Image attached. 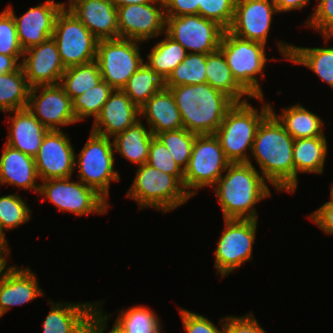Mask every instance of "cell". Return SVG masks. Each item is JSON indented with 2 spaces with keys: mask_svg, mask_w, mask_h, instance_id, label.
Returning a JSON list of instances; mask_svg holds the SVG:
<instances>
[{
  "mask_svg": "<svg viewBox=\"0 0 333 333\" xmlns=\"http://www.w3.org/2000/svg\"><path fill=\"white\" fill-rule=\"evenodd\" d=\"M294 138L270 112L260 123L251 154L261 175L276 191L295 192Z\"/></svg>",
  "mask_w": 333,
  "mask_h": 333,
  "instance_id": "obj_1",
  "label": "cell"
},
{
  "mask_svg": "<svg viewBox=\"0 0 333 333\" xmlns=\"http://www.w3.org/2000/svg\"><path fill=\"white\" fill-rule=\"evenodd\" d=\"M212 187L223 219H258L256 204L270 197V183L250 163H231ZM225 174V175H224ZM269 184V185H267Z\"/></svg>",
  "mask_w": 333,
  "mask_h": 333,
  "instance_id": "obj_2",
  "label": "cell"
},
{
  "mask_svg": "<svg viewBox=\"0 0 333 333\" xmlns=\"http://www.w3.org/2000/svg\"><path fill=\"white\" fill-rule=\"evenodd\" d=\"M168 88L181 114L184 129L197 135L215 134L235 102L208 83Z\"/></svg>",
  "mask_w": 333,
  "mask_h": 333,
  "instance_id": "obj_3",
  "label": "cell"
},
{
  "mask_svg": "<svg viewBox=\"0 0 333 333\" xmlns=\"http://www.w3.org/2000/svg\"><path fill=\"white\" fill-rule=\"evenodd\" d=\"M260 110L254 108L248 101L235 103L226 113L220 127L215 132L226 158L230 163H250L251 158L247 150L252 145L257 129L262 120L271 112V103H264Z\"/></svg>",
  "mask_w": 333,
  "mask_h": 333,
  "instance_id": "obj_4",
  "label": "cell"
},
{
  "mask_svg": "<svg viewBox=\"0 0 333 333\" xmlns=\"http://www.w3.org/2000/svg\"><path fill=\"white\" fill-rule=\"evenodd\" d=\"M126 196L137 202L139 209L154 208L164 214L174 211L191 198L174 175L166 174L147 163L137 167Z\"/></svg>",
  "mask_w": 333,
  "mask_h": 333,
  "instance_id": "obj_5",
  "label": "cell"
},
{
  "mask_svg": "<svg viewBox=\"0 0 333 333\" xmlns=\"http://www.w3.org/2000/svg\"><path fill=\"white\" fill-rule=\"evenodd\" d=\"M265 49V44L238 38L228 30L224 31L221 39L219 50L234 79L252 98L264 97L258 80L259 74L262 79L267 61L275 59H268Z\"/></svg>",
  "mask_w": 333,
  "mask_h": 333,
  "instance_id": "obj_6",
  "label": "cell"
},
{
  "mask_svg": "<svg viewBox=\"0 0 333 333\" xmlns=\"http://www.w3.org/2000/svg\"><path fill=\"white\" fill-rule=\"evenodd\" d=\"M114 155L112 138L92 131L79 154L75 153L74 168H78V180L95 189L107 201L111 181L119 182L121 179L114 168Z\"/></svg>",
  "mask_w": 333,
  "mask_h": 333,
  "instance_id": "obj_7",
  "label": "cell"
},
{
  "mask_svg": "<svg viewBox=\"0 0 333 333\" xmlns=\"http://www.w3.org/2000/svg\"><path fill=\"white\" fill-rule=\"evenodd\" d=\"M230 164L215 134L196 135L189 164L184 170L185 191L192 198L199 189L213 187Z\"/></svg>",
  "mask_w": 333,
  "mask_h": 333,
  "instance_id": "obj_8",
  "label": "cell"
},
{
  "mask_svg": "<svg viewBox=\"0 0 333 333\" xmlns=\"http://www.w3.org/2000/svg\"><path fill=\"white\" fill-rule=\"evenodd\" d=\"M225 228L220 233L214 252L216 275L224 278L253 259L258 220L224 219Z\"/></svg>",
  "mask_w": 333,
  "mask_h": 333,
  "instance_id": "obj_9",
  "label": "cell"
},
{
  "mask_svg": "<svg viewBox=\"0 0 333 333\" xmlns=\"http://www.w3.org/2000/svg\"><path fill=\"white\" fill-rule=\"evenodd\" d=\"M71 180L67 177L41 181L38 193L44 196L41 200H49L62 213L68 211L80 217L107 213L110 205L102 195L79 180Z\"/></svg>",
  "mask_w": 333,
  "mask_h": 333,
  "instance_id": "obj_10",
  "label": "cell"
},
{
  "mask_svg": "<svg viewBox=\"0 0 333 333\" xmlns=\"http://www.w3.org/2000/svg\"><path fill=\"white\" fill-rule=\"evenodd\" d=\"M140 43L143 42L125 38L98 40L96 61L102 80L114 90H122L145 62Z\"/></svg>",
  "mask_w": 333,
  "mask_h": 333,
  "instance_id": "obj_11",
  "label": "cell"
},
{
  "mask_svg": "<svg viewBox=\"0 0 333 333\" xmlns=\"http://www.w3.org/2000/svg\"><path fill=\"white\" fill-rule=\"evenodd\" d=\"M52 38L66 68L96 60L98 39L66 7L56 17Z\"/></svg>",
  "mask_w": 333,
  "mask_h": 333,
  "instance_id": "obj_12",
  "label": "cell"
},
{
  "mask_svg": "<svg viewBox=\"0 0 333 333\" xmlns=\"http://www.w3.org/2000/svg\"><path fill=\"white\" fill-rule=\"evenodd\" d=\"M225 29L199 14L166 17L165 33L187 53L209 54L219 49Z\"/></svg>",
  "mask_w": 333,
  "mask_h": 333,
  "instance_id": "obj_13",
  "label": "cell"
},
{
  "mask_svg": "<svg viewBox=\"0 0 333 333\" xmlns=\"http://www.w3.org/2000/svg\"><path fill=\"white\" fill-rule=\"evenodd\" d=\"M117 18L119 38L144 43L165 33L166 15L162 0L118 7Z\"/></svg>",
  "mask_w": 333,
  "mask_h": 333,
  "instance_id": "obj_14",
  "label": "cell"
},
{
  "mask_svg": "<svg viewBox=\"0 0 333 333\" xmlns=\"http://www.w3.org/2000/svg\"><path fill=\"white\" fill-rule=\"evenodd\" d=\"M27 108L49 130L78 123L72 100L59 84L31 87Z\"/></svg>",
  "mask_w": 333,
  "mask_h": 333,
  "instance_id": "obj_15",
  "label": "cell"
},
{
  "mask_svg": "<svg viewBox=\"0 0 333 333\" xmlns=\"http://www.w3.org/2000/svg\"><path fill=\"white\" fill-rule=\"evenodd\" d=\"M63 130H49L35 156L39 180L72 177L75 150Z\"/></svg>",
  "mask_w": 333,
  "mask_h": 333,
  "instance_id": "obj_16",
  "label": "cell"
},
{
  "mask_svg": "<svg viewBox=\"0 0 333 333\" xmlns=\"http://www.w3.org/2000/svg\"><path fill=\"white\" fill-rule=\"evenodd\" d=\"M276 13L274 0H236L234 19L228 31L238 38L266 45Z\"/></svg>",
  "mask_w": 333,
  "mask_h": 333,
  "instance_id": "obj_17",
  "label": "cell"
},
{
  "mask_svg": "<svg viewBox=\"0 0 333 333\" xmlns=\"http://www.w3.org/2000/svg\"><path fill=\"white\" fill-rule=\"evenodd\" d=\"M65 4V2L46 0L40 5L29 8L19 17L10 4L6 7L14 18L18 40L24 51L52 37L56 17L62 8L66 7Z\"/></svg>",
  "mask_w": 333,
  "mask_h": 333,
  "instance_id": "obj_18",
  "label": "cell"
},
{
  "mask_svg": "<svg viewBox=\"0 0 333 333\" xmlns=\"http://www.w3.org/2000/svg\"><path fill=\"white\" fill-rule=\"evenodd\" d=\"M21 67L31 87L57 85L66 70L56 41L52 37L25 50Z\"/></svg>",
  "mask_w": 333,
  "mask_h": 333,
  "instance_id": "obj_19",
  "label": "cell"
},
{
  "mask_svg": "<svg viewBox=\"0 0 333 333\" xmlns=\"http://www.w3.org/2000/svg\"><path fill=\"white\" fill-rule=\"evenodd\" d=\"M66 8L98 40L119 38L117 7L111 0H74Z\"/></svg>",
  "mask_w": 333,
  "mask_h": 333,
  "instance_id": "obj_20",
  "label": "cell"
},
{
  "mask_svg": "<svg viewBox=\"0 0 333 333\" xmlns=\"http://www.w3.org/2000/svg\"><path fill=\"white\" fill-rule=\"evenodd\" d=\"M44 293L30 267L11 265L0 280V318L13 306L32 302Z\"/></svg>",
  "mask_w": 333,
  "mask_h": 333,
  "instance_id": "obj_21",
  "label": "cell"
},
{
  "mask_svg": "<svg viewBox=\"0 0 333 333\" xmlns=\"http://www.w3.org/2000/svg\"><path fill=\"white\" fill-rule=\"evenodd\" d=\"M48 303L51 310L42 324L43 333H88L90 321L98 312V301Z\"/></svg>",
  "mask_w": 333,
  "mask_h": 333,
  "instance_id": "obj_22",
  "label": "cell"
},
{
  "mask_svg": "<svg viewBox=\"0 0 333 333\" xmlns=\"http://www.w3.org/2000/svg\"><path fill=\"white\" fill-rule=\"evenodd\" d=\"M140 119L139 108L123 90H114L93 121L92 132L113 138Z\"/></svg>",
  "mask_w": 333,
  "mask_h": 333,
  "instance_id": "obj_23",
  "label": "cell"
},
{
  "mask_svg": "<svg viewBox=\"0 0 333 333\" xmlns=\"http://www.w3.org/2000/svg\"><path fill=\"white\" fill-rule=\"evenodd\" d=\"M35 157L27 155L7 144L0 156V185L15 186L39 193L40 184Z\"/></svg>",
  "mask_w": 333,
  "mask_h": 333,
  "instance_id": "obj_24",
  "label": "cell"
},
{
  "mask_svg": "<svg viewBox=\"0 0 333 333\" xmlns=\"http://www.w3.org/2000/svg\"><path fill=\"white\" fill-rule=\"evenodd\" d=\"M9 113L7 118H9L10 128L5 144L35 157L49 129L43 126L28 108L9 111Z\"/></svg>",
  "mask_w": 333,
  "mask_h": 333,
  "instance_id": "obj_25",
  "label": "cell"
},
{
  "mask_svg": "<svg viewBox=\"0 0 333 333\" xmlns=\"http://www.w3.org/2000/svg\"><path fill=\"white\" fill-rule=\"evenodd\" d=\"M140 119L146 118L147 127L155 136L163 131L184 128L179 109L168 88L155 93L140 109Z\"/></svg>",
  "mask_w": 333,
  "mask_h": 333,
  "instance_id": "obj_26",
  "label": "cell"
},
{
  "mask_svg": "<svg viewBox=\"0 0 333 333\" xmlns=\"http://www.w3.org/2000/svg\"><path fill=\"white\" fill-rule=\"evenodd\" d=\"M278 51L284 59L305 66L323 82L333 88V47H298L277 41Z\"/></svg>",
  "mask_w": 333,
  "mask_h": 333,
  "instance_id": "obj_27",
  "label": "cell"
},
{
  "mask_svg": "<svg viewBox=\"0 0 333 333\" xmlns=\"http://www.w3.org/2000/svg\"><path fill=\"white\" fill-rule=\"evenodd\" d=\"M142 122V119H139L112 138L114 151L137 166L147 163L150 143L154 136L151 129L146 128Z\"/></svg>",
  "mask_w": 333,
  "mask_h": 333,
  "instance_id": "obj_28",
  "label": "cell"
},
{
  "mask_svg": "<svg viewBox=\"0 0 333 333\" xmlns=\"http://www.w3.org/2000/svg\"><path fill=\"white\" fill-rule=\"evenodd\" d=\"M327 137L294 139L293 159L295 167V191L298 187L299 173L323 174L326 161Z\"/></svg>",
  "mask_w": 333,
  "mask_h": 333,
  "instance_id": "obj_29",
  "label": "cell"
},
{
  "mask_svg": "<svg viewBox=\"0 0 333 333\" xmlns=\"http://www.w3.org/2000/svg\"><path fill=\"white\" fill-rule=\"evenodd\" d=\"M271 112L294 139L326 137L323 131L324 122L322 118L303 107L300 103L283 108L280 114H276L271 105Z\"/></svg>",
  "mask_w": 333,
  "mask_h": 333,
  "instance_id": "obj_30",
  "label": "cell"
},
{
  "mask_svg": "<svg viewBox=\"0 0 333 333\" xmlns=\"http://www.w3.org/2000/svg\"><path fill=\"white\" fill-rule=\"evenodd\" d=\"M205 72L207 75V83L214 89L226 94L235 103L255 99L236 82L223 53L219 49L213 53L207 54ZM243 97L245 98L242 99Z\"/></svg>",
  "mask_w": 333,
  "mask_h": 333,
  "instance_id": "obj_31",
  "label": "cell"
},
{
  "mask_svg": "<svg viewBox=\"0 0 333 333\" xmlns=\"http://www.w3.org/2000/svg\"><path fill=\"white\" fill-rule=\"evenodd\" d=\"M31 86L22 67L0 76V112L25 109L28 106Z\"/></svg>",
  "mask_w": 333,
  "mask_h": 333,
  "instance_id": "obj_32",
  "label": "cell"
},
{
  "mask_svg": "<svg viewBox=\"0 0 333 333\" xmlns=\"http://www.w3.org/2000/svg\"><path fill=\"white\" fill-rule=\"evenodd\" d=\"M165 38L157 42L146 56V64L164 81L186 57V49L166 33Z\"/></svg>",
  "mask_w": 333,
  "mask_h": 333,
  "instance_id": "obj_33",
  "label": "cell"
},
{
  "mask_svg": "<svg viewBox=\"0 0 333 333\" xmlns=\"http://www.w3.org/2000/svg\"><path fill=\"white\" fill-rule=\"evenodd\" d=\"M161 326L157 314L151 308L139 304L119 311L113 324L119 333H161Z\"/></svg>",
  "mask_w": 333,
  "mask_h": 333,
  "instance_id": "obj_34",
  "label": "cell"
},
{
  "mask_svg": "<svg viewBox=\"0 0 333 333\" xmlns=\"http://www.w3.org/2000/svg\"><path fill=\"white\" fill-rule=\"evenodd\" d=\"M102 81L99 65L96 60L89 63L67 67L59 85L73 100L75 97L94 88Z\"/></svg>",
  "mask_w": 333,
  "mask_h": 333,
  "instance_id": "obj_35",
  "label": "cell"
},
{
  "mask_svg": "<svg viewBox=\"0 0 333 333\" xmlns=\"http://www.w3.org/2000/svg\"><path fill=\"white\" fill-rule=\"evenodd\" d=\"M164 87V80L144 62L122 90L140 109L155 93Z\"/></svg>",
  "mask_w": 333,
  "mask_h": 333,
  "instance_id": "obj_36",
  "label": "cell"
},
{
  "mask_svg": "<svg viewBox=\"0 0 333 333\" xmlns=\"http://www.w3.org/2000/svg\"><path fill=\"white\" fill-rule=\"evenodd\" d=\"M206 57L207 54L187 53L164 81L165 87L207 83Z\"/></svg>",
  "mask_w": 333,
  "mask_h": 333,
  "instance_id": "obj_37",
  "label": "cell"
},
{
  "mask_svg": "<svg viewBox=\"0 0 333 333\" xmlns=\"http://www.w3.org/2000/svg\"><path fill=\"white\" fill-rule=\"evenodd\" d=\"M114 89L102 80L97 86L72 100V109L77 122L87 117L95 120Z\"/></svg>",
  "mask_w": 333,
  "mask_h": 333,
  "instance_id": "obj_38",
  "label": "cell"
},
{
  "mask_svg": "<svg viewBox=\"0 0 333 333\" xmlns=\"http://www.w3.org/2000/svg\"><path fill=\"white\" fill-rule=\"evenodd\" d=\"M196 135L181 128L178 130L163 131L155 136L165 145L172 158L184 171L189 164Z\"/></svg>",
  "mask_w": 333,
  "mask_h": 333,
  "instance_id": "obj_39",
  "label": "cell"
},
{
  "mask_svg": "<svg viewBox=\"0 0 333 333\" xmlns=\"http://www.w3.org/2000/svg\"><path fill=\"white\" fill-rule=\"evenodd\" d=\"M32 210L19 194L0 196V231L18 228L31 219Z\"/></svg>",
  "mask_w": 333,
  "mask_h": 333,
  "instance_id": "obj_40",
  "label": "cell"
},
{
  "mask_svg": "<svg viewBox=\"0 0 333 333\" xmlns=\"http://www.w3.org/2000/svg\"><path fill=\"white\" fill-rule=\"evenodd\" d=\"M147 164L166 174L174 175L183 184L184 171L175 162L169 150L156 136H153L150 143Z\"/></svg>",
  "mask_w": 333,
  "mask_h": 333,
  "instance_id": "obj_41",
  "label": "cell"
},
{
  "mask_svg": "<svg viewBox=\"0 0 333 333\" xmlns=\"http://www.w3.org/2000/svg\"><path fill=\"white\" fill-rule=\"evenodd\" d=\"M235 3L236 0H200L198 14L228 30L234 19Z\"/></svg>",
  "mask_w": 333,
  "mask_h": 333,
  "instance_id": "obj_42",
  "label": "cell"
},
{
  "mask_svg": "<svg viewBox=\"0 0 333 333\" xmlns=\"http://www.w3.org/2000/svg\"><path fill=\"white\" fill-rule=\"evenodd\" d=\"M316 1L318 4L305 25L318 31L327 44L333 38V0Z\"/></svg>",
  "mask_w": 333,
  "mask_h": 333,
  "instance_id": "obj_43",
  "label": "cell"
},
{
  "mask_svg": "<svg viewBox=\"0 0 333 333\" xmlns=\"http://www.w3.org/2000/svg\"><path fill=\"white\" fill-rule=\"evenodd\" d=\"M16 24L12 14L5 8L0 12V54L3 55H23Z\"/></svg>",
  "mask_w": 333,
  "mask_h": 333,
  "instance_id": "obj_44",
  "label": "cell"
},
{
  "mask_svg": "<svg viewBox=\"0 0 333 333\" xmlns=\"http://www.w3.org/2000/svg\"><path fill=\"white\" fill-rule=\"evenodd\" d=\"M186 333H224V317L220 318V329L204 315L179 307Z\"/></svg>",
  "mask_w": 333,
  "mask_h": 333,
  "instance_id": "obj_45",
  "label": "cell"
},
{
  "mask_svg": "<svg viewBox=\"0 0 333 333\" xmlns=\"http://www.w3.org/2000/svg\"><path fill=\"white\" fill-rule=\"evenodd\" d=\"M224 333H267L253 313L243 316H225Z\"/></svg>",
  "mask_w": 333,
  "mask_h": 333,
  "instance_id": "obj_46",
  "label": "cell"
},
{
  "mask_svg": "<svg viewBox=\"0 0 333 333\" xmlns=\"http://www.w3.org/2000/svg\"><path fill=\"white\" fill-rule=\"evenodd\" d=\"M166 17L198 14L200 0H162Z\"/></svg>",
  "mask_w": 333,
  "mask_h": 333,
  "instance_id": "obj_47",
  "label": "cell"
},
{
  "mask_svg": "<svg viewBox=\"0 0 333 333\" xmlns=\"http://www.w3.org/2000/svg\"><path fill=\"white\" fill-rule=\"evenodd\" d=\"M308 216L326 235H333V203L330 200Z\"/></svg>",
  "mask_w": 333,
  "mask_h": 333,
  "instance_id": "obj_48",
  "label": "cell"
},
{
  "mask_svg": "<svg viewBox=\"0 0 333 333\" xmlns=\"http://www.w3.org/2000/svg\"><path fill=\"white\" fill-rule=\"evenodd\" d=\"M98 301V312L92 317L89 327L88 333H104L107 327V321L110 319L111 314H107L104 311L102 304ZM100 304V305H99ZM102 307V308H101ZM109 333H119L113 327L109 331Z\"/></svg>",
  "mask_w": 333,
  "mask_h": 333,
  "instance_id": "obj_49",
  "label": "cell"
},
{
  "mask_svg": "<svg viewBox=\"0 0 333 333\" xmlns=\"http://www.w3.org/2000/svg\"><path fill=\"white\" fill-rule=\"evenodd\" d=\"M23 55H3L0 54V76L3 73H10L18 70L21 67L20 59Z\"/></svg>",
  "mask_w": 333,
  "mask_h": 333,
  "instance_id": "obj_50",
  "label": "cell"
},
{
  "mask_svg": "<svg viewBox=\"0 0 333 333\" xmlns=\"http://www.w3.org/2000/svg\"><path fill=\"white\" fill-rule=\"evenodd\" d=\"M310 0H274L278 13L301 10L308 5Z\"/></svg>",
  "mask_w": 333,
  "mask_h": 333,
  "instance_id": "obj_51",
  "label": "cell"
},
{
  "mask_svg": "<svg viewBox=\"0 0 333 333\" xmlns=\"http://www.w3.org/2000/svg\"><path fill=\"white\" fill-rule=\"evenodd\" d=\"M9 247H0V280L3 277L4 273L11 267L8 266L10 260H8V256L10 255Z\"/></svg>",
  "mask_w": 333,
  "mask_h": 333,
  "instance_id": "obj_52",
  "label": "cell"
},
{
  "mask_svg": "<svg viewBox=\"0 0 333 333\" xmlns=\"http://www.w3.org/2000/svg\"><path fill=\"white\" fill-rule=\"evenodd\" d=\"M112 3L118 8L125 5H132V4H149L155 3L158 0H111Z\"/></svg>",
  "mask_w": 333,
  "mask_h": 333,
  "instance_id": "obj_53",
  "label": "cell"
},
{
  "mask_svg": "<svg viewBox=\"0 0 333 333\" xmlns=\"http://www.w3.org/2000/svg\"><path fill=\"white\" fill-rule=\"evenodd\" d=\"M0 247H9L7 236L0 231Z\"/></svg>",
  "mask_w": 333,
  "mask_h": 333,
  "instance_id": "obj_54",
  "label": "cell"
},
{
  "mask_svg": "<svg viewBox=\"0 0 333 333\" xmlns=\"http://www.w3.org/2000/svg\"><path fill=\"white\" fill-rule=\"evenodd\" d=\"M329 200L333 203V183L331 184V187H330V199Z\"/></svg>",
  "mask_w": 333,
  "mask_h": 333,
  "instance_id": "obj_55",
  "label": "cell"
},
{
  "mask_svg": "<svg viewBox=\"0 0 333 333\" xmlns=\"http://www.w3.org/2000/svg\"><path fill=\"white\" fill-rule=\"evenodd\" d=\"M68 1H69V2H68ZM68 1H67V4H66L67 6H68L69 4H71L74 0H68Z\"/></svg>",
  "mask_w": 333,
  "mask_h": 333,
  "instance_id": "obj_56",
  "label": "cell"
}]
</instances>
